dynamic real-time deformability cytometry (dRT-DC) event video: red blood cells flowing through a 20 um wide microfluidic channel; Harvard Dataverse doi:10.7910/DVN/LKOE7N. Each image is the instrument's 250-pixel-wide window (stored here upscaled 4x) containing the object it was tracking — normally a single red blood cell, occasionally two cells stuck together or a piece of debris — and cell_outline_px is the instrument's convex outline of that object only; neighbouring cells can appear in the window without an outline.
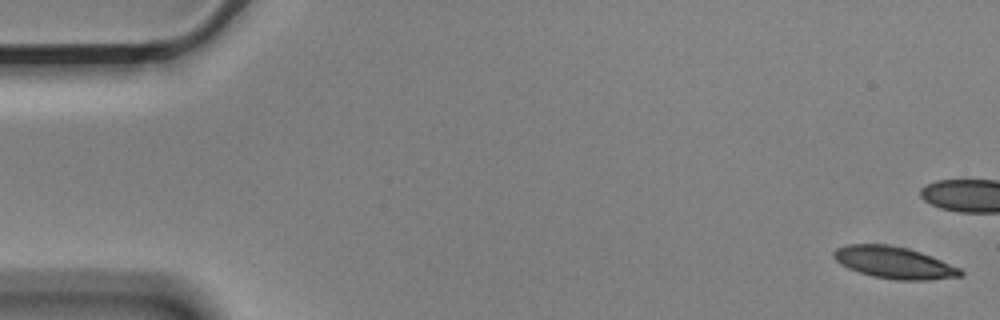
{"species": "Egyptian fruit bat (a non-hibernating species)", "species_latin": "Rousettus aegyptiacus", "temperature_condition": "cold", "stored_images_in_passage": 6, "camera_frame_rate_fps": 3000, "um_per_image_px": 0.085, "animal": {"sex": "male"}, "frame": {"image": 1, "passage_image": 1, "time_ms": 0.0, "image_size_px": [1000, 320], "cell_outline_px": [[964, 272], [960, 276], [928, 280], [896, 280], [872, 276], [848, 268], [840, 264], [832, 256], [832, 252], [836, 248], [848, 244], [888, 244], [908, 248], [932, 256], [960, 268]], "centroid_in_image_um": [75.97, 22.31], "position_along_channel_um": 9.0, "area_um2": 23.58}}
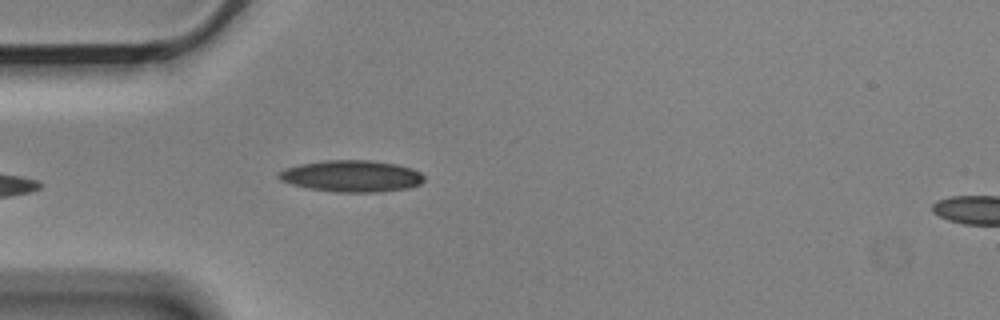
{"frame": {"image": 2, "passage_image": 6, "time_ms": 1.667, "image_size_px": [1000, 320], "cell_outline_px": [[424, 180], [420, 184], [408, 188], [380, 192], [336, 192], [308, 188], [292, 184], [280, 180], [276, 176], [276, 172], [284, 168], [300, 164], [324, 160], [372, 160], [396, 164], [412, 168], [420, 172], [424, 176]], "centroid_in_image_um": [29.87, 14.96], "position_along_channel_um": 55.1, "area_um2": 26.99}}